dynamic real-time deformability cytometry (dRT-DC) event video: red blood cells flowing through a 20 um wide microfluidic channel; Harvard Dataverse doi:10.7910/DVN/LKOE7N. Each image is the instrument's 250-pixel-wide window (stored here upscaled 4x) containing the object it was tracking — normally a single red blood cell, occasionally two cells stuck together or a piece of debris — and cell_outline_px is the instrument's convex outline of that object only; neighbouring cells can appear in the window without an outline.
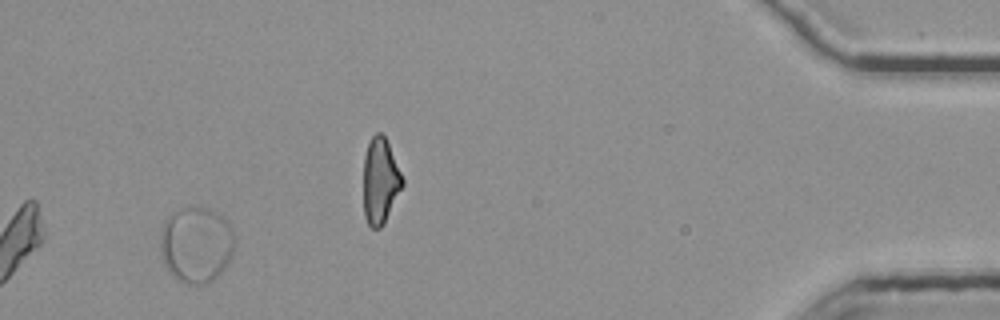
{"species": "common noctule bat (a hibernating species)", "species_latin": "Nyctalus noctula", "temperature_condition": "room temperature", "stored_images_in_passage": 46, "segment_of_instrument_passage": [2, 3], "camera_frame_rate_fps": 3000, "um_per_image_px": 0.085, "animal": {"sex": "female", "body_mass_g": 25.1}, "frame": {"image": 1, "passage_image": 43, "time_ms": 14.0, "image_size_px": [1000, 320], "cell_outline_px": [[236, 240], [232, 256], [224, 268], [208, 284], [188, 284], [176, 280], [172, 276], [164, 264], [160, 256], [160, 236], [164, 224], [172, 212], [180, 208], [192, 204], [208, 208], [216, 212], [228, 220], [236, 236]], "centroid_in_image_um": [16.69, 20.77], "position_along_channel_um": 418.5, "area_um2": 33.76}}